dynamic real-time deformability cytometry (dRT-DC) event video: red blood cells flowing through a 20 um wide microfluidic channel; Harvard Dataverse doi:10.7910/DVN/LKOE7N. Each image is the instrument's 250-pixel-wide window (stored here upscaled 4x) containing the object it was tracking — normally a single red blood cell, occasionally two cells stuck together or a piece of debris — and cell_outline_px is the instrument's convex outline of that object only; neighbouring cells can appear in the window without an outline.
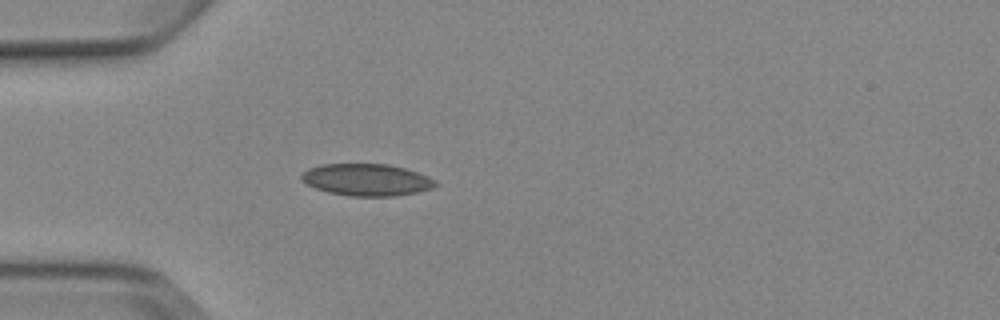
{"species": "Egyptian fruit bat (a non-hibernating species)", "species_latin": "Rousettus aegyptiacus", "temperature_condition": "cold", "stored_images_in_passage": 5, "camera_frame_rate_fps": 3000, "um_per_image_px": 0.085, "animal": {"sex": "female"}, "frame": {"image": 1, "passage_image": 5, "time_ms": 4.667, "image_size_px": [1000, 320], "cell_outline_px": [[436, 184], [432, 188], [416, 192], [396, 196], [352, 196], [328, 192], [316, 188], [300, 180], [300, 176], [308, 168], [320, 164], [388, 164], [404, 168], [428, 176], [436, 180]], "centroid_in_image_um": [31.15, 15.28], "position_along_channel_um": 53.9, "area_um2": 24.85}}